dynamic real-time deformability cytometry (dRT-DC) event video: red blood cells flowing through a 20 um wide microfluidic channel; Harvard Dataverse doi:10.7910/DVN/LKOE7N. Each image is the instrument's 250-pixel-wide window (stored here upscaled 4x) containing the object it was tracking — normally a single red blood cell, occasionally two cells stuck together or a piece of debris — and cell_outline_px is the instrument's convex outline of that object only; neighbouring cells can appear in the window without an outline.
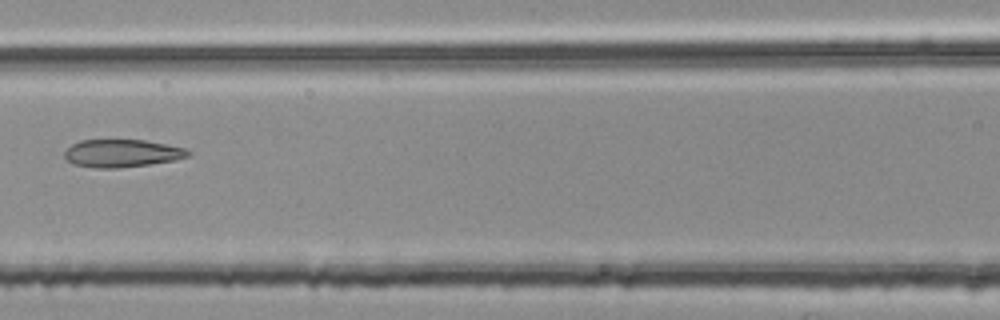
{"species": "common noctule bat (a hibernating species)", "species_latin": "Nyctalus noctula", "temperature_condition": "room temperature", "stored_images_in_passage": 7, "segment_of_instrument_passage": [1, 2], "camera_frame_rate_fps": 3000, "um_per_image_px": 0.085, "animal": {"sex": "female", "body_mass_g": 25.1}, "frame": {"image": 1, "passage_image": 6, "time_ms": 1.667, "image_size_px": [1000, 320], "cell_outline_px": [[192, 156], [176, 160], [148, 164], [116, 168], [96, 168], [72, 164], [64, 156], [64, 152], [72, 144], [80, 140], [144, 140], [184, 148], [192, 152]], "centroid_in_image_um": [10.38, 13.03], "position_along_channel_um": 156.2, "area_um2": 19.94}}